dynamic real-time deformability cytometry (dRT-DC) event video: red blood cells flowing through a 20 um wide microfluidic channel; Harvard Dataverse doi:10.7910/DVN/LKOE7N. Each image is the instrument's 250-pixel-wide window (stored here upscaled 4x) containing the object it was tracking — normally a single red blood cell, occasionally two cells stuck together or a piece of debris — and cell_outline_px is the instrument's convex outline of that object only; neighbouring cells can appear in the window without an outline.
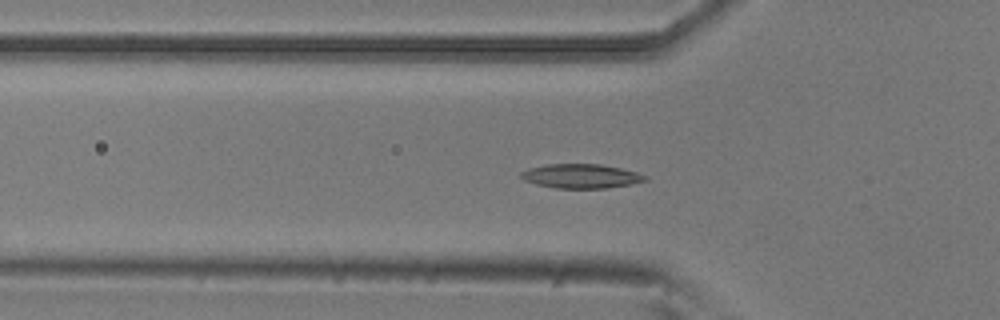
{"species": "common noctule bat (a hibernating species)", "species_latin": "Nyctalus noctula", "temperature_condition": "room temperature", "stored_images_in_passage": 55, "segment_of_instrument_passage": [1, 2], "camera_frame_rate_fps": 3000, "um_per_image_px": 0.085, "animal": {"sex": "male", "body_mass_g": 20.5, "forearm_length_mm": 52.5}, "frame": {"image": 1, "passage_image": 18, "time_ms": 5.667, "image_size_px": [1000, 320], "cell_outline_px": [[648, 180], [632, 184], [604, 188], [556, 188], [536, 184], [524, 180], [520, 176], [520, 172], [528, 168], [548, 164], [600, 164], [620, 168], [636, 172], [648, 176]], "centroid_in_image_um": [49.39, 14.97], "position_along_channel_um": 76.4, "area_um2": 17.51}}
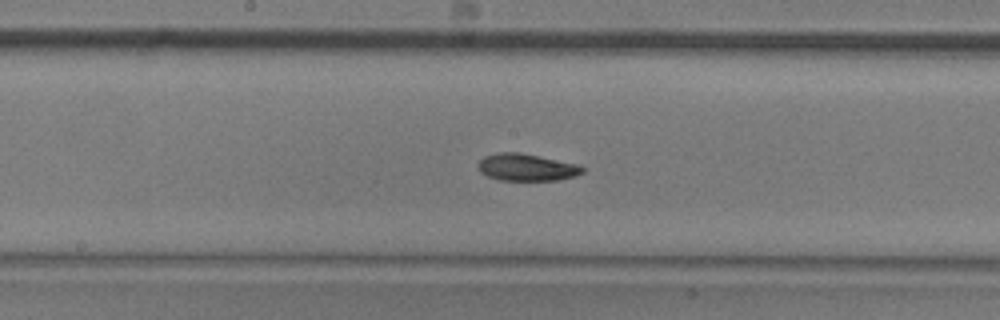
{"frame": {"image": 2, "passage_image": 28, "time_ms": 9.0, "image_size_px": [1000, 320], "cell_outline_px": [[584, 172], [576, 176], [556, 180], [500, 180], [488, 176], [480, 172], [476, 164], [484, 156], [500, 152], [520, 152], [576, 164], [584, 168]], "centroid_in_image_um": [44.73, 14.22], "position_along_channel_um": 203.5, "area_um2": 16.42}}
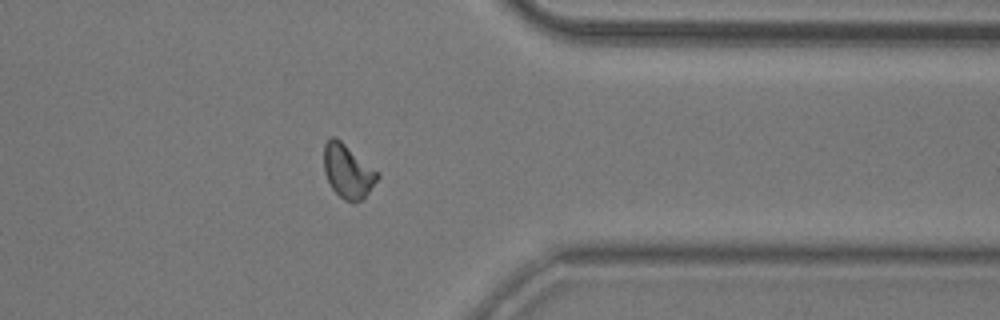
{"frame": {"image": 3, "passage_image": 43, "time_ms": 14.0, "image_size_px": [1000, 320], "cell_outline_px": [[380, 176], [368, 192], [360, 200], [352, 204], [344, 200], [332, 188], [324, 172], [324, 144], [332, 136], [336, 136], [380, 172]], "centroid_in_image_um": [29.57, 14.53], "position_along_channel_um": 381.8, "area_um2": 16.88}}